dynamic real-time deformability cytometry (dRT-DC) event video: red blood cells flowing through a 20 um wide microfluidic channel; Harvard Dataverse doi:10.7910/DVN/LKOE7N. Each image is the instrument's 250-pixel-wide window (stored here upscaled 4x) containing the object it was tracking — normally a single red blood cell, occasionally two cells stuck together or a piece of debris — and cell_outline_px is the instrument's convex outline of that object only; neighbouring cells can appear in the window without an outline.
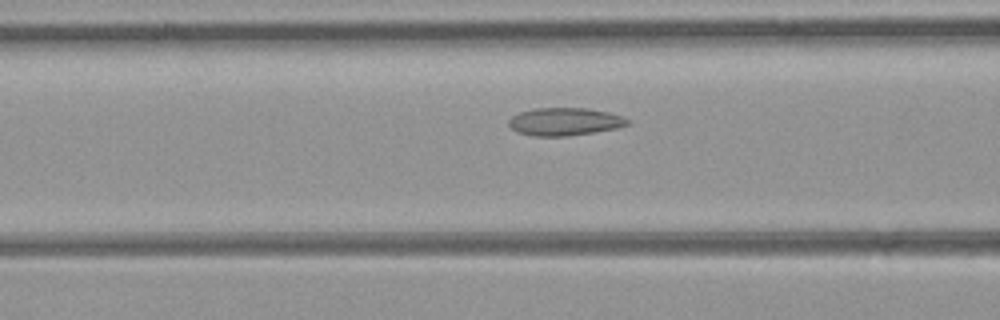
{"species": "common noctule bat (a hibernating species)", "species_latin": "Nyctalus noctula", "temperature_condition": "room temperature", "stored_images_in_passage": 39, "camera_frame_rate_fps": 3000, "um_per_image_px": 0.085, "animal": {"sex": "female", "body_mass_g": 21.9}, "frame": {"image": 1, "passage_image": 11, "time_ms": 3.333, "image_size_px": [1000, 320], "cell_outline_px": [[628, 124], [616, 128], [568, 136], [532, 136], [516, 132], [508, 124], [508, 120], [512, 116], [520, 112], [536, 108], [588, 108], [608, 112], [624, 116], [628, 120]], "centroid_in_image_um": [47.97, 10.34], "position_along_channel_um": 118.6, "area_um2": 19.19}}
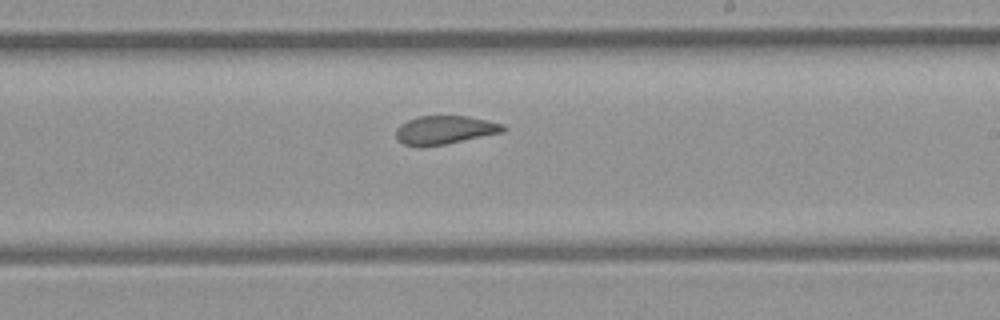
{"frame": {"image": 2, "passage_image": 20, "time_ms": 6.333, "image_size_px": [1000, 320], "cell_outline_px": [[504, 132], [444, 144], [420, 148], [416, 148], [404, 144], [396, 136], [396, 128], [400, 124], [408, 120], [420, 116], [468, 116], [504, 124]], "centroid_in_image_um": [37.77, 11.06], "position_along_channel_um": 251.2, "area_um2": 17.8}}
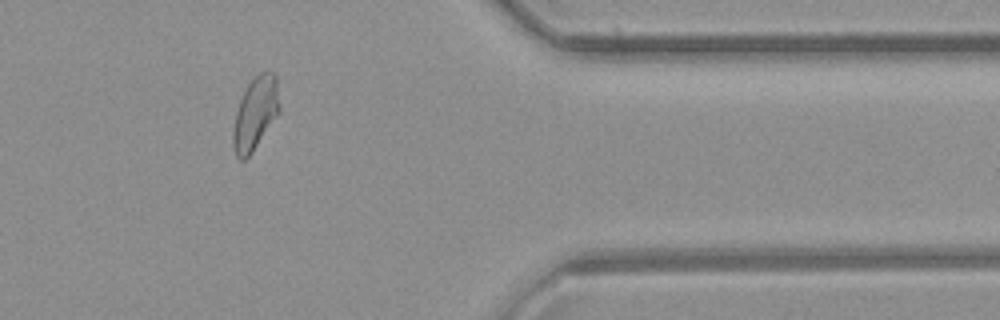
{"frame": {"image": 3, "passage_image": 31, "time_ms": 10.0, "image_size_px": [1000, 320], "cell_outline_px": [[280, 112], [252, 152], [244, 160], [240, 160], [236, 156], [232, 144], [232, 132], [236, 112], [240, 100], [248, 84], [260, 72], [276, 72], [280, 104]], "centroid_in_image_um": [21.71, 9.64], "position_along_channel_um": 389.7, "area_um2": 19.71}, "authors_computed_cell_mechanics": {"area_um2": 19.5364, "velocity_mm_per_s": 4.4207, "shape_relaxation_time_tau1_ms": 11.1891, "shape_relaxation_time_tau2_ms": 1.2278, "deformation_change_tau1": 0.2196, "deformation_change_tau2": 0.0729}}